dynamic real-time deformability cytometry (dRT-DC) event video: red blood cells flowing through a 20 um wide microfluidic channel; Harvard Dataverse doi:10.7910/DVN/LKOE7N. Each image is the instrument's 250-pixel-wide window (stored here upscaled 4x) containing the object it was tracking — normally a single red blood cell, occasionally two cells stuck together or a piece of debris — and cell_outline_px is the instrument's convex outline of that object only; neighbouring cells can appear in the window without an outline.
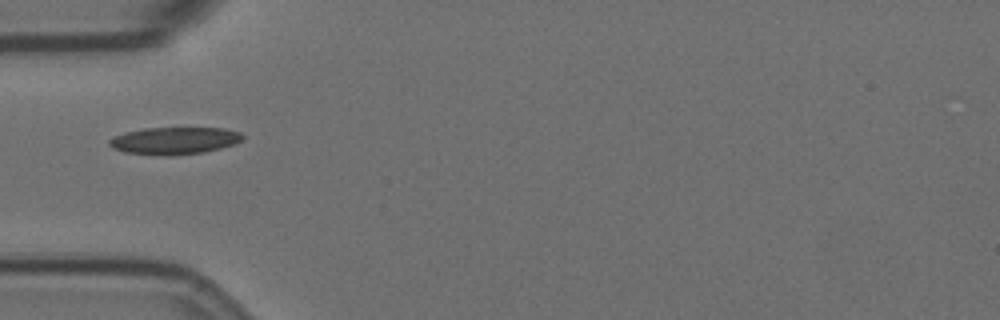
{"species": "Egyptian fruit bat (a non-hibernating species)", "species_latin": "Rousettus aegyptiacus", "temperature_condition": "room temperature", "stored_images_in_passage": 30, "camera_frame_rate_fps": 3000, "um_per_image_px": 0.085, "animal": {"sex": "female"}, "frame": {"image": 1, "passage_image": 1, "time_ms": 0.0, "image_size_px": [1000, 320], "cell_outline_px": [[244, 136], [240, 140], [232, 144], [220, 148], [204, 152], [172, 156], [164, 156], [124, 152], [112, 148], [108, 144], [108, 140], [124, 132], [144, 128], [224, 128], [240, 132]], "centroid_in_image_um": [14.78, 11.96], "position_along_channel_um": 70.2, "area_um2": 21.15}}
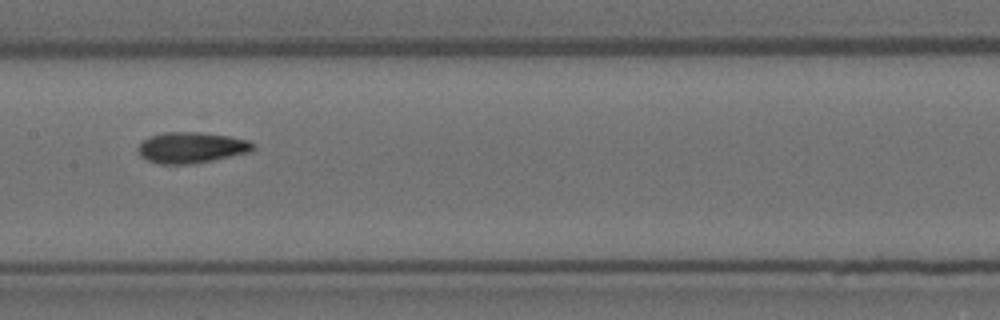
{"frame": {"image": 2, "passage_image": 11, "time_ms": 3.333, "image_size_px": [1000, 320], "cell_outline_px": [[256, 148], [252, 152], [192, 164], [160, 164], [148, 160], [140, 156], [136, 148], [148, 136], [164, 132], [200, 132], [228, 136], [248, 140], [256, 144]], "centroid_in_image_um": [16.28, 12.54], "position_along_channel_um": 191.1, "area_um2": 20.92}}
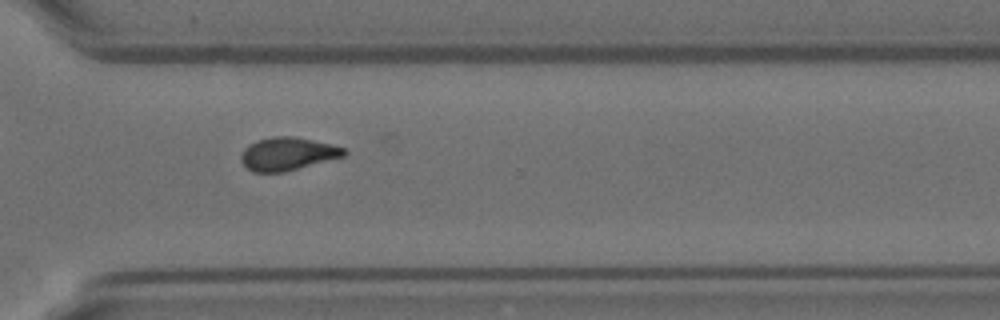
{"frame": {"image": 3, "passage_image": 24, "time_ms": 7.667, "image_size_px": [1000, 320], "cell_outline_px": [[348, 152], [344, 156], [284, 172], [252, 172], [240, 160], [240, 156], [244, 148], [248, 144], [256, 140], [272, 136], [296, 136], [332, 144], [344, 148]], "centroid_in_image_um": [24.43, 13.06], "position_along_channel_um": 346.2, "area_um2": 19.94}, "authors_computed_cell_mechanics": {"area_um2": 19.9988, "velocity_mm_per_s": 3.5895, "shape_relaxation_time_tau1_ms": 7.6247, "shape_relaxation_time_tau2_ms": 2.224, "deformation_change_tau1": 0.1805, "deformation_change_tau2": 0.0756}}